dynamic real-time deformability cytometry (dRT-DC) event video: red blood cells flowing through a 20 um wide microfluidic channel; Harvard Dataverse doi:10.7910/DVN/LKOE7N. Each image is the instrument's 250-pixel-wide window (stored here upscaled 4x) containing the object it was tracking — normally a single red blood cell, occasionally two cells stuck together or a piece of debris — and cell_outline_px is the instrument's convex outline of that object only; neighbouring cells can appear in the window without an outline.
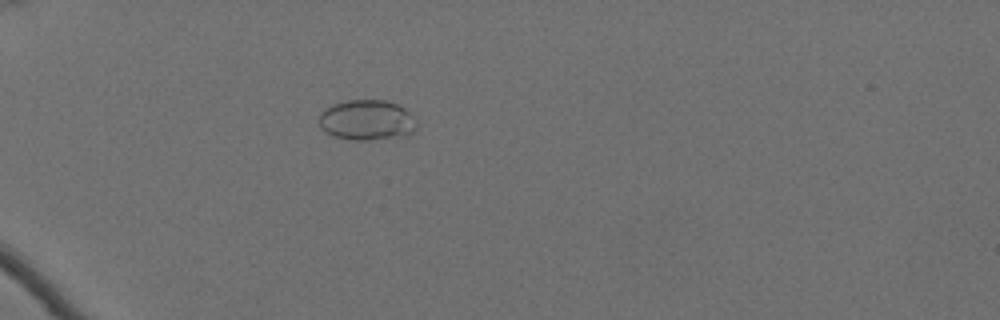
{"species": "Egyptian fruit bat (a non-hibernating species)", "species_latin": "Rousettus aegyptiacus", "temperature_condition": "cold", "stored_images_in_passage": 62, "camera_frame_rate_fps": 3000, "um_per_image_px": 0.085, "animal": {"sex": "female"}, "frame": {"image": 1, "passage_image": 22, "time_ms": 7.0, "image_size_px": [1000, 320], "cell_outline_px": [[416, 128], [412, 132], [404, 136], [368, 140], [352, 140], [332, 136], [320, 128], [320, 112], [336, 104], [348, 100], [384, 100], [396, 104], [404, 108], [416, 120]], "centroid_in_image_um": [31.18, 10.22], "position_along_channel_um": 53.8, "area_um2": 22.77}}
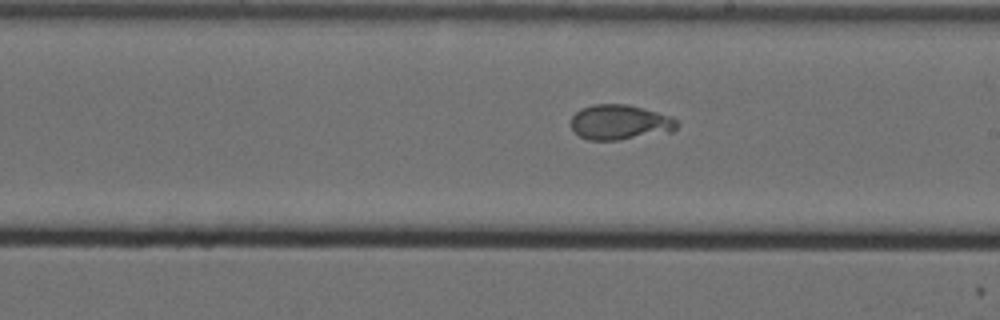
{"frame": {"image": 2, "passage_image": 40, "time_ms": 13.0, "image_size_px": [1000, 320], "cell_outline_px": [[676, 128], [672, 132], [616, 140], [588, 140], [580, 136], [572, 128], [572, 116], [580, 108], [592, 104], [628, 104], [672, 116], [676, 120]], "centroid_in_image_um": [52.69, 10.38], "position_along_channel_um": 236.3, "area_um2": 21.62}}
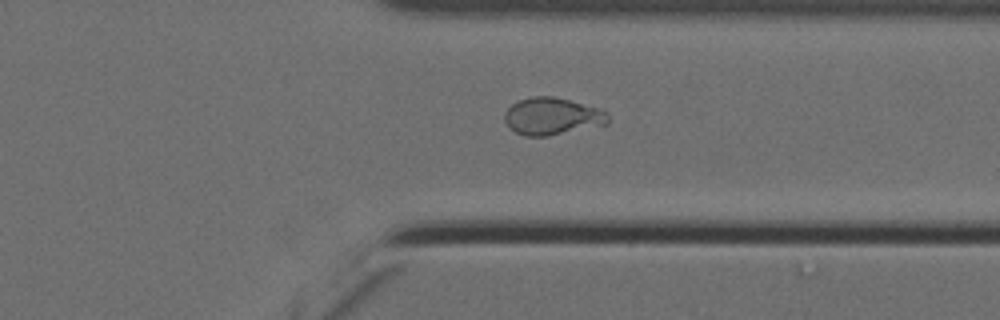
{"frame": {"image": 3, "passage_image": 51, "time_ms": 16.667, "image_size_px": [1000, 320], "cell_outline_px": [[608, 124], [548, 136], [524, 136], [508, 128], [504, 120], [504, 112], [512, 104], [520, 100], [532, 96], [552, 96], [568, 100], [596, 108], [608, 112]], "centroid_in_image_um": [46.89, 9.9], "position_along_channel_um": 364.5, "area_um2": 22.37}, "authors_computed_cell_mechanics": {"area_um2": 22.5709, "velocity_mm_per_s": 3.4956, "shape_relaxation_time_tau1_ms": null, "shape_relaxation_time_tau2_ms": 0.853, "deformation_change_tau1": null, "deformation_change_tau2": 0.0554}}